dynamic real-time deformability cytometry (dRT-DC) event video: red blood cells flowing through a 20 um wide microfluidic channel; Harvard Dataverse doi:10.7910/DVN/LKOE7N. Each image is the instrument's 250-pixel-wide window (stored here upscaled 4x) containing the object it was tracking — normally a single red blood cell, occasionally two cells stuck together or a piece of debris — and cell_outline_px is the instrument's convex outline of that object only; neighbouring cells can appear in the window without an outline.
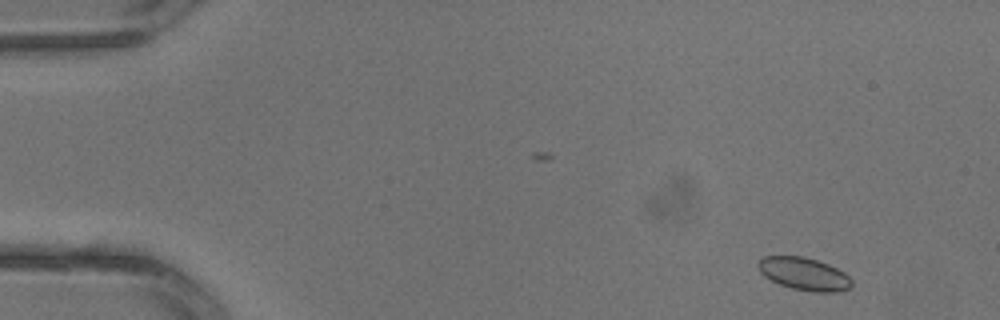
{"species": "common noctule bat (a hibernating species)", "species_latin": "Nyctalus noctula", "temperature_condition": "warm", "stored_images_in_passage": 3, "camera_frame_rate_fps": 3000, "um_per_image_px": 0.085, "animal": {"sex": "male", "body_mass_g": 13.3}, "frame": {"image": 1, "passage_image": 1, "time_ms": 0.0, "image_size_px": [1000, 320], "cell_outline_px": [[852, 284], [848, 288], [840, 292], [816, 292], [792, 288], [780, 284], [764, 276], [760, 272], [756, 264], [764, 256], [804, 256], [828, 264], [844, 272], [852, 280]], "centroid_in_image_um": [68.34, 23.27], "position_along_channel_um": 16.7, "area_um2": 17.74}}
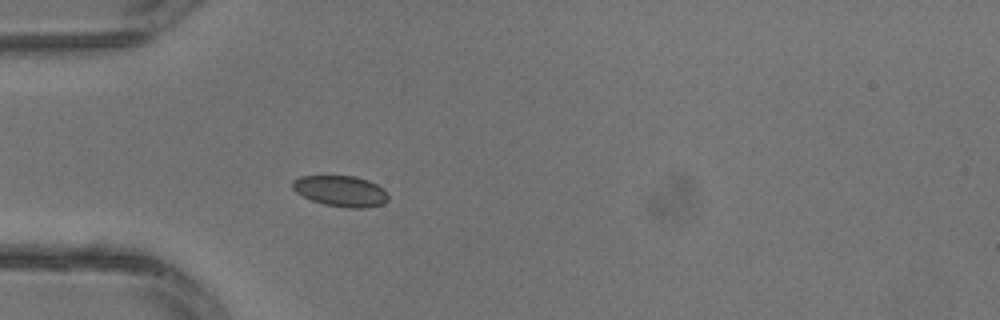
{"frame": {"image": 2, "passage_image": 3, "time_ms": 0.667, "image_size_px": [1000, 320], "cell_outline_px": [[388, 200], [380, 204], [364, 208], [348, 208], [324, 204], [312, 200], [296, 192], [292, 188], [292, 180], [300, 176], [356, 176], [368, 180], [384, 188], [388, 192]], "centroid_in_image_um": [28.97, 16.23], "position_along_channel_um": 56.0, "area_um2": 17.22}}